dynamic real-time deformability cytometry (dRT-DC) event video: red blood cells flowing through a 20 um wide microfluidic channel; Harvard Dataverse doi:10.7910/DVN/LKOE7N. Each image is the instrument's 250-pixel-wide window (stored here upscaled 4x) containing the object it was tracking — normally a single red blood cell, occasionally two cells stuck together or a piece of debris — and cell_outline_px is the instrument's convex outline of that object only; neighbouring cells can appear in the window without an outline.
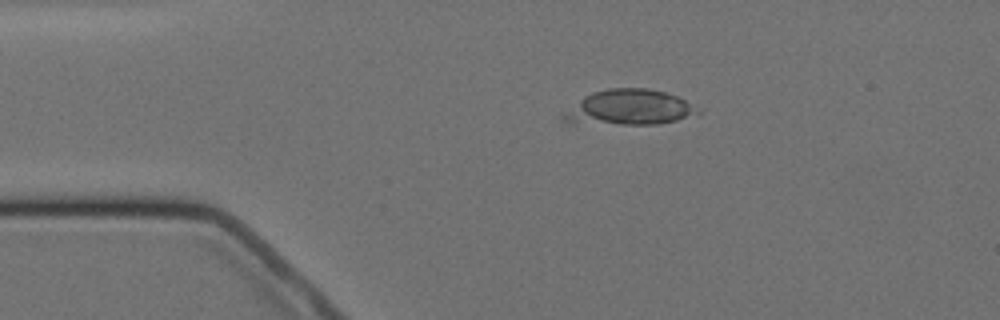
{"species": "Egyptian fruit bat (a non-hibernating species)", "species_latin": "Rousettus aegyptiacus", "temperature_condition": "cold", "stored_images_in_passage": 5, "camera_frame_rate_fps": 3000, "um_per_image_px": 0.085, "animal": {"sex": "female"}, "frame": {"image": 1, "passage_image": 3, "time_ms": 3.333, "image_size_px": [1000, 320], "cell_outline_px": [[704, 108], [700, 112], [676, 120], [660, 124], [620, 124], [560, 120], [560, 116], [564, 112], [584, 96], [592, 92], [608, 88], [648, 88], [664, 92], [676, 96]], "centroid_in_image_um": [53.55, 9.12], "position_along_channel_um": 31.5, "area_um2": 27.34}}